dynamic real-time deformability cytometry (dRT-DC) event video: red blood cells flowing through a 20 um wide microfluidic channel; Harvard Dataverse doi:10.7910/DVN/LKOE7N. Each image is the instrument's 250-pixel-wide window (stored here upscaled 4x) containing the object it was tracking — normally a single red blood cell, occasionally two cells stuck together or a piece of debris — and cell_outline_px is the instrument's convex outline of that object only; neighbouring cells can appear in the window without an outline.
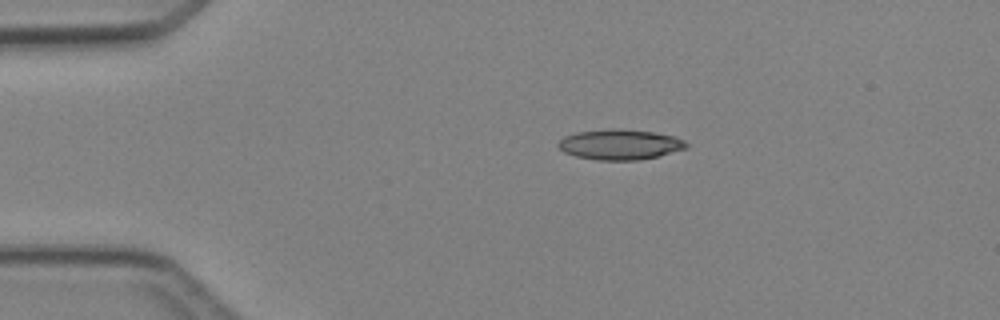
{"species": "Egyptian fruit bat (a non-hibernating species)", "species_latin": "Rousettus aegyptiacus", "temperature_condition": "cold", "stored_images_in_passage": 2, "camera_frame_rate_fps": 3000, "um_per_image_px": 0.085, "animal": {"sex": "female"}, "frame": {"image": 1, "passage_image": 1, "time_ms": 0.0, "image_size_px": [1000, 320], "cell_outline_px": [[688, 148], [640, 160], [596, 160], [576, 156], [564, 152], [556, 144], [564, 136], [576, 132], [612, 128], [620, 128], [652, 132], [676, 136], [684, 140], [688, 144]], "centroid_in_image_um": [52.69, 12.27], "position_along_channel_um": 32.3, "area_um2": 22.72}}